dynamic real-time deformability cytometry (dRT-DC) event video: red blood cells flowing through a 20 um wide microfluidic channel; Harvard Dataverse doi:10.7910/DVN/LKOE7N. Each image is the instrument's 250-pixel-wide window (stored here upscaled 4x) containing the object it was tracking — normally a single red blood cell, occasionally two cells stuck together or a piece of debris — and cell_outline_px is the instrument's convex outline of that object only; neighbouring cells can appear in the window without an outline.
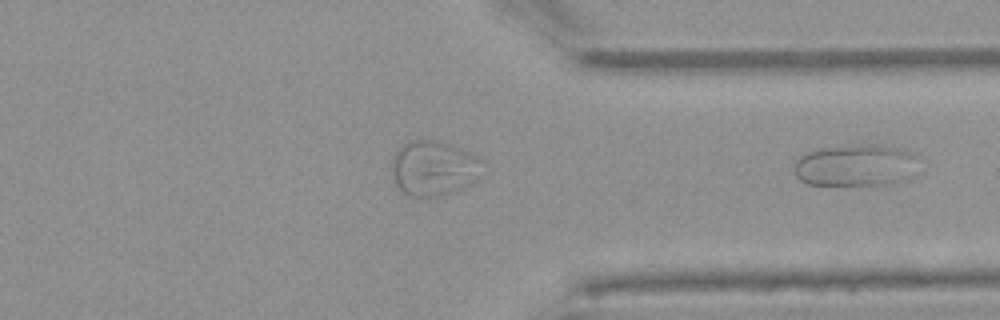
{"species": "Egyptian fruit bat (a non-hibernating species)", "species_latin": "Rousettus aegyptiacus", "temperature_condition": "warm", "stored_images_in_passage": 31, "segment_of_instrument_passage": [2, 2], "camera_frame_rate_fps": 3000, "um_per_image_px": 0.085, "animal": {"sex": "female"}, "frame": {"image": 1, "passage_image": 31, "time_ms": 10.0, "image_size_px": [1000, 320], "cell_outline_px": [[920, 156], [912, 176], [904, 180], [880, 184], [808, 184], [800, 180], [796, 176], [796, 160], [800, 156], [808, 152], [824, 148], [872, 144], [896, 148], [912, 152]], "centroid_in_image_um": [72.78, 14.05], "position_along_channel_um": 338.6, "area_um2": 29.82}}